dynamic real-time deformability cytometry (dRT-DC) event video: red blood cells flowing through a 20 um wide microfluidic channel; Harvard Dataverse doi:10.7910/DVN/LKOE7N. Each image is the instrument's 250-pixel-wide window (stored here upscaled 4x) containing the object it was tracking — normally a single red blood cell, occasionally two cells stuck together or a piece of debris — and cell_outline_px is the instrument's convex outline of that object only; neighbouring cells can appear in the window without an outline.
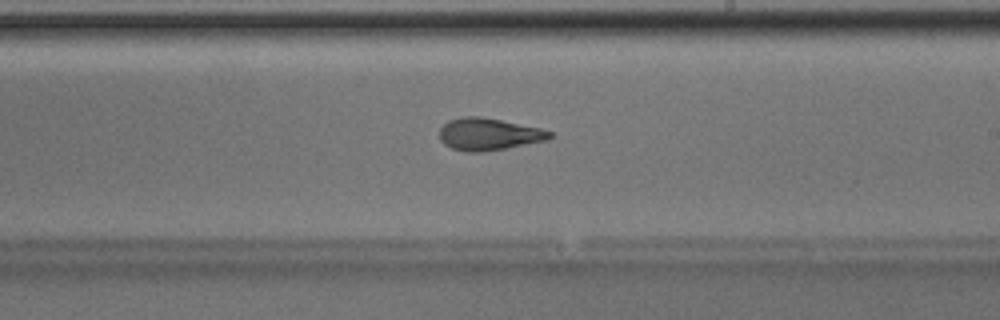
{"species": "Egyptian fruit bat (a non-hibernating species)", "species_latin": "Rousettus aegyptiacus", "temperature_condition": "room temperature", "stored_images_in_passage": 37, "camera_frame_rate_fps": 3000, "um_per_image_px": 0.085, "animal": {"sex": "male"}, "frame": {"image": 1, "passage_image": 16, "time_ms": 5.0, "image_size_px": [1000, 320], "cell_outline_px": [[552, 136], [548, 140], [484, 152], [464, 152], [452, 148], [444, 144], [440, 140], [440, 128], [448, 120], [464, 116], [480, 116], [540, 128], [552, 132]], "centroid_in_image_um": [41.51, 11.41], "position_along_channel_um": 247.5, "area_um2": 20.63}}
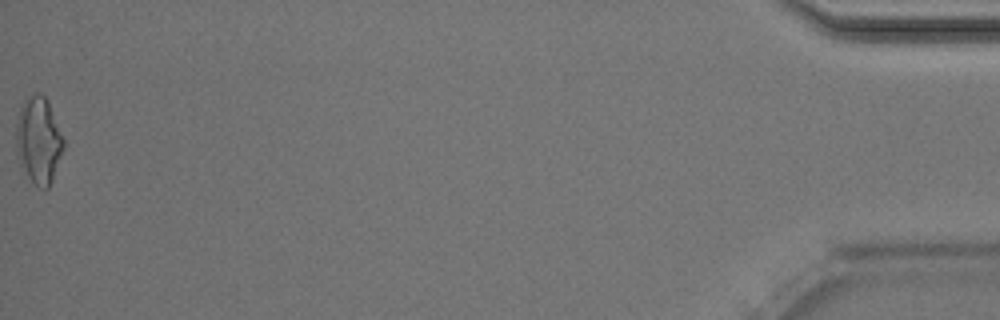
{"frame": {"image": 2, "passage_image": 37, "time_ms": 12.0, "image_size_px": [1000, 320], "cell_outline_px": [[64, 148], [52, 180], [48, 188], [44, 188], [36, 184], [28, 176], [20, 164], [16, 152], [16, 124], [20, 108], [24, 100], [36, 92], [40, 92], [48, 100], [64, 140]], "centroid_in_image_um": [3.28, 11.89], "position_along_channel_um": 431.9, "area_um2": 23.76}, "authors_computed_cell_mechanics": {"area_um2": 20.6924, "velocity_mm_per_s": 4.0355, "shape_relaxation_time_tau1_ms": 6.8318, "shape_relaxation_time_tau2_ms": 1.9934, "deformation_change_tau1": 0.1924, "deformation_change_tau2": 0.0935}}